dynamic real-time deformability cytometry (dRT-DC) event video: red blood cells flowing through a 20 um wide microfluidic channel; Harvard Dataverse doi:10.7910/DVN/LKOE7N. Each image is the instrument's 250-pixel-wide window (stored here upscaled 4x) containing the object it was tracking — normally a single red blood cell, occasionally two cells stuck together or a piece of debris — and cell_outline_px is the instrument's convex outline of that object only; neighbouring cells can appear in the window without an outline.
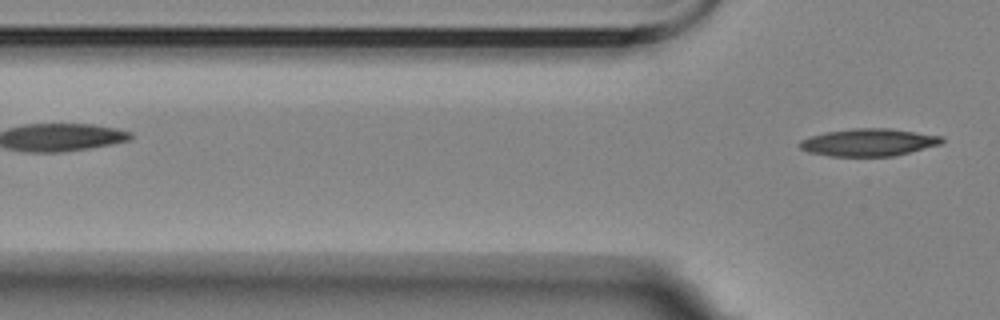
{"species": "Egyptian fruit bat (a non-hibernating species)", "species_latin": "Rousettus aegyptiacus", "temperature_condition": "room temperature", "stored_images_in_passage": 4, "camera_frame_rate_fps": 3000, "um_per_image_px": 0.085, "animal": {"sex": "female"}, "frame": {"image": 1, "passage_image": 4, "time_ms": 3.667, "image_size_px": [1000, 320], "cell_outline_px": [[944, 140], [940, 144], [896, 156], [828, 156], [808, 152], [800, 148], [796, 144], [800, 140], [812, 136], [828, 132], [856, 128], [888, 128], [944, 136]], "centroid_in_image_um": [73.83, 12.11], "position_along_channel_um": 52.0, "area_um2": 22.72}}